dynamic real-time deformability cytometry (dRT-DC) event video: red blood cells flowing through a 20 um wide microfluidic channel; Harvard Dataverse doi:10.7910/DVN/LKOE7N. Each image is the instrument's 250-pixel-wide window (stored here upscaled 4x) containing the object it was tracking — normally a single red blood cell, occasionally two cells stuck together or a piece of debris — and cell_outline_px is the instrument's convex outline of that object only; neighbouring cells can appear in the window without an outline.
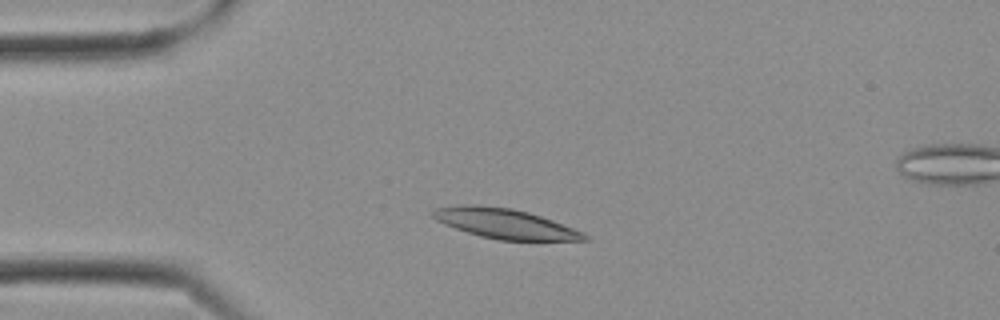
{"species": "Egyptian fruit bat (a non-hibernating species)", "species_latin": "Rousettus aegyptiacus", "temperature_condition": "cold", "stored_images_in_passage": 9, "camera_frame_rate_fps": 3000, "um_per_image_px": 0.085, "frame": {"image": 1, "passage_image": 4, "time_ms": 1.0, "image_size_px": [1000, 320], "cell_outline_px": [[588, 240], [500, 240], [480, 236], [444, 224], [436, 220], [428, 212], [436, 208], [460, 204], [476, 204], [512, 208], [528, 212], [552, 220], [584, 232], [588, 236]], "centroid_in_image_um": [42.88, 18.99], "position_along_channel_um": 42.1, "area_um2": 26.36}}
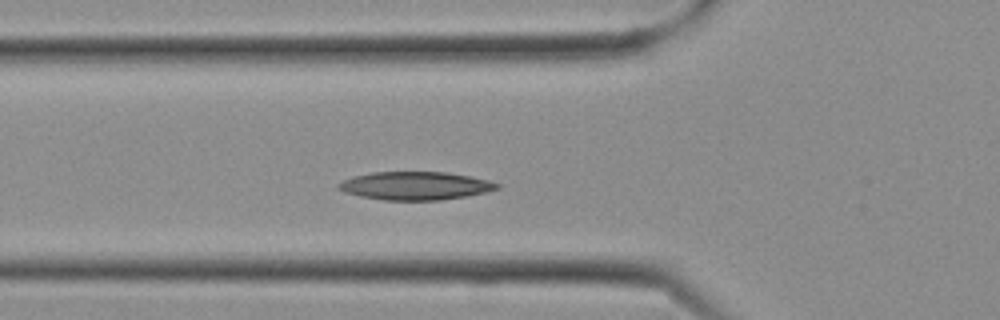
{"frame": {"image": 2, "passage_image": 7, "time_ms": 2.0, "image_size_px": [1000, 320], "cell_outline_px": [[500, 188], [484, 192], [464, 196], [440, 200], [384, 200], [360, 196], [344, 192], [336, 188], [336, 184], [352, 176], [372, 172], [448, 172], [488, 180], [500, 184]], "centroid_in_image_um": [35.25, 15.78], "position_along_channel_um": 90.5, "area_um2": 25.95}}
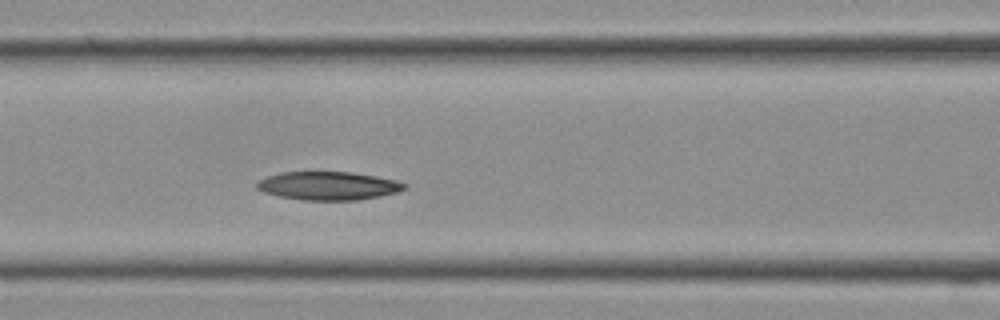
{"frame": {"image": 3, "passage_image": 9, "time_ms": 2.667, "image_size_px": [1000, 320], "cell_outline_px": [[408, 188], [396, 192], [380, 196], [356, 200], [304, 200], [280, 196], [264, 192], [256, 188], [256, 184], [260, 180], [268, 176], [280, 172], [352, 172], [376, 176], [396, 180], [408, 184]], "centroid_in_image_um": [27.94, 15.79], "position_along_channel_um": 138.7, "area_um2": 24.33}}